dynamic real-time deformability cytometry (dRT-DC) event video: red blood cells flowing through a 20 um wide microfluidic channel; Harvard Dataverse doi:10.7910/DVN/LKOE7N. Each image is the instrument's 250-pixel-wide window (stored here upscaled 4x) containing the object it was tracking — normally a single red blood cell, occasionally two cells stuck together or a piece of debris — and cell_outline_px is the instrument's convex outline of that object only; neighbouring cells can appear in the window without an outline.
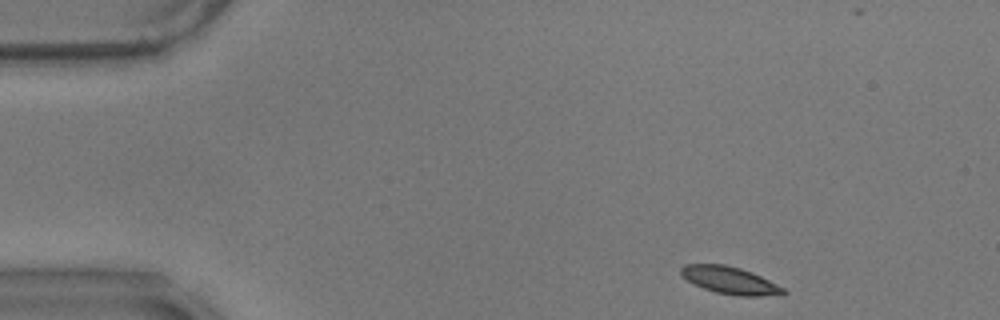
{"species": "common noctule bat (a hibernating species)", "species_latin": "Nyctalus noctula", "temperature_condition": "warm", "stored_images_in_passage": 13, "camera_frame_rate_fps": 3000, "um_per_image_px": 0.085, "animal": {"sex": "male", "body_mass_g": 17.9}, "frame": {"image": 1, "passage_image": 1, "time_ms": 0.0, "image_size_px": [1000, 320], "cell_outline_px": [[788, 292], [784, 296], [736, 296], [716, 292], [704, 288], [688, 280], [680, 272], [680, 268], [684, 264], [724, 264], [740, 268], [752, 272], [784, 288]], "centroid_in_image_um": [62.11, 23.84], "position_along_channel_um": 22.9, "area_um2": 16.3}}
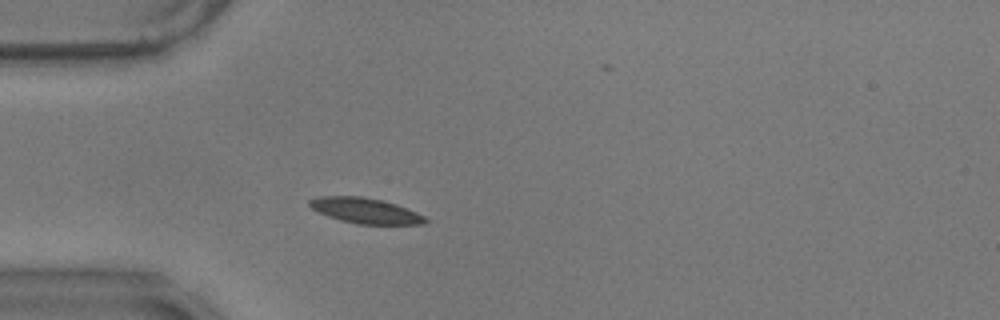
{"frame": {"image": 2, "passage_image": 10, "time_ms": 3.0, "image_size_px": [1000, 320], "cell_outline_px": [[428, 220], [424, 224], [356, 224], [340, 220], [328, 216], [312, 208], [308, 204], [308, 200], [320, 196], [360, 196], [380, 200], [396, 204], [416, 212], [424, 216]], "centroid_in_image_um": [31.04, 17.91], "position_along_channel_um": 54.0, "area_um2": 16.99}}